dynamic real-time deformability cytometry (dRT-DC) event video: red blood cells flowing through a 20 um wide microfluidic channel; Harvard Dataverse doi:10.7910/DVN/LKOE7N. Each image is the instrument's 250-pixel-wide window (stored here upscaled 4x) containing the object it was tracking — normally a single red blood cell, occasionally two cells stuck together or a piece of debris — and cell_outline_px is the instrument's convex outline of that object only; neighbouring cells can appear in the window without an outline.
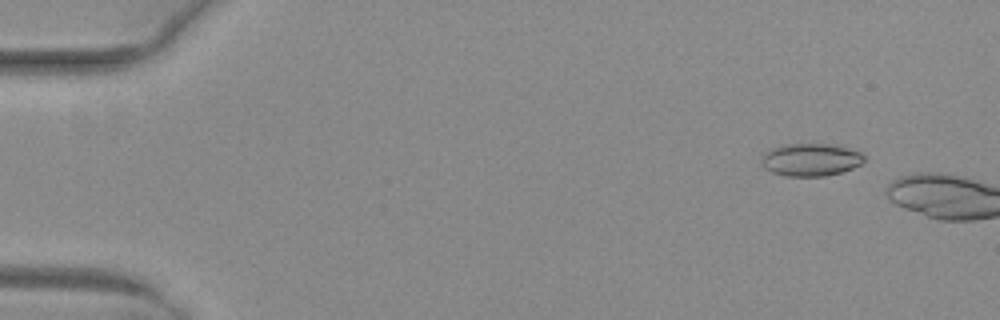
{"species": "common noctule bat (a hibernating species)", "species_latin": "Nyctalus noctula", "temperature_condition": "warm", "stored_images_in_passage": 6, "camera_frame_rate_fps": 3000, "um_per_image_px": 0.085, "animal": {"sex": "female", "body_mass_g": 29.2, "forearm_length_mm": 56.3}, "frame": {"image": 1, "passage_image": 3, "time_ms": 0.667, "image_size_px": [1000, 320], "cell_outline_px": [[864, 160], [860, 164], [852, 168], [840, 172], [824, 176], [784, 176], [772, 172], [764, 168], [760, 160], [764, 152], [772, 148], [784, 144], [824, 144], [844, 148], [860, 152], [864, 156]], "centroid_in_image_um": [68.84, 13.58], "position_along_channel_um": 16.2, "area_um2": 19.31}}